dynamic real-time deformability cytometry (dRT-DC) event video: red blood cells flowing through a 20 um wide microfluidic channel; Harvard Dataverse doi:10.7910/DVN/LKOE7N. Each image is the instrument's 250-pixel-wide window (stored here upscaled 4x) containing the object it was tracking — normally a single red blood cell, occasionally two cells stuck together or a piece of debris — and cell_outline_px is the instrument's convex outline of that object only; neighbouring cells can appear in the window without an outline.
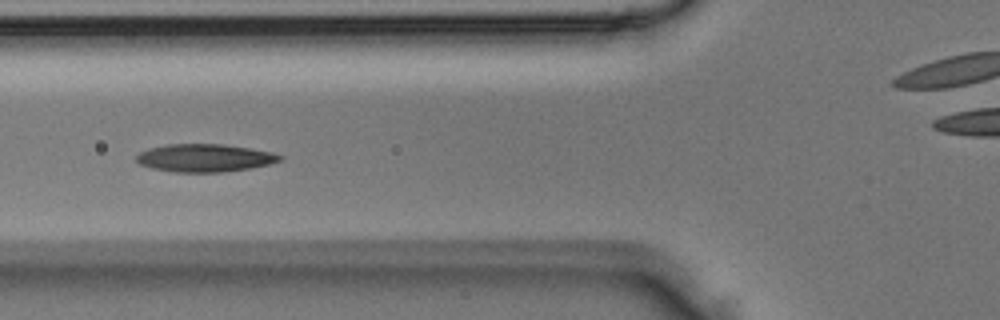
{"species": "Egyptian fruit bat (a non-hibernating species)", "species_latin": "Rousettus aegyptiacus", "temperature_condition": "room temperature", "stored_images_in_passage": 5, "camera_frame_rate_fps": 3000, "um_per_image_px": 0.085, "animal": {"sex": "male"}, "frame": {"image": 1, "passage_image": 5, "time_ms": 1.333, "image_size_px": [1000, 320], "cell_outline_px": [[284, 156], [280, 160], [268, 164], [248, 168], [224, 172], [176, 172], [152, 168], [140, 164], [136, 160], [136, 156], [140, 152], [148, 148], [168, 144], [224, 144], [272, 152]], "centroid_in_image_um": [17.37, 13.42], "position_along_channel_um": 108.4, "area_um2": 23.12}}